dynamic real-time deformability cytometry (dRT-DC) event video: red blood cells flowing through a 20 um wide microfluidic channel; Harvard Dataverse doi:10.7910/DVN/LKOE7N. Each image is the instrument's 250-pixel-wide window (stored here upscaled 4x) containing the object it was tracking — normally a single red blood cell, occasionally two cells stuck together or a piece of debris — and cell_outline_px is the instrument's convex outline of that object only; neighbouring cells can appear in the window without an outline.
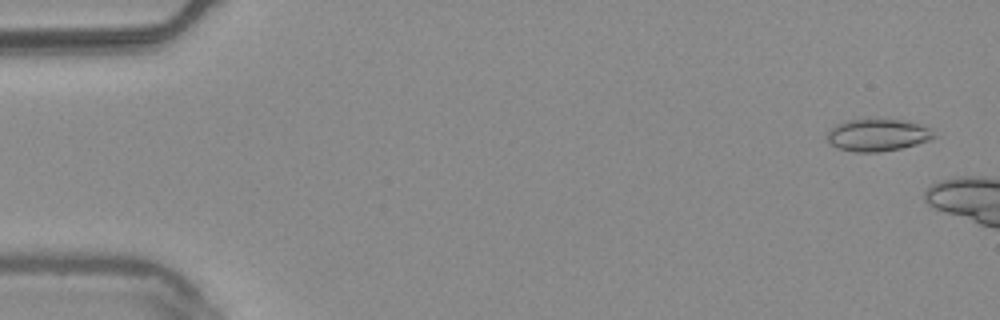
{"species": "common noctule bat (a hibernating species)", "species_latin": "Nyctalus noctula", "temperature_condition": "warm", "stored_images_in_passage": 9, "camera_frame_rate_fps": 3000, "um_per_image_px": 0.085, "animal": {"sex": "male", "body_mass_g": 20.4}, "frame": {"image": 1, "passage_image": 3, "time_ms": 0.667, "image_size_px": [1000, 320], "cell_outline_px": [[936, 136], [928, 140], [916, 144], [900, 148], [880, 152], [856, 152], [836, 148], [828, 144], [828, 132], [836, 124], [844, 120], [868, 116], [876, 116], [900, 120], [920, 124], [932, 128]], "centroid_in_image_um": [74.56, 11.42], "position_along_channel_um": 10.4, "area_um2": 20.87}}